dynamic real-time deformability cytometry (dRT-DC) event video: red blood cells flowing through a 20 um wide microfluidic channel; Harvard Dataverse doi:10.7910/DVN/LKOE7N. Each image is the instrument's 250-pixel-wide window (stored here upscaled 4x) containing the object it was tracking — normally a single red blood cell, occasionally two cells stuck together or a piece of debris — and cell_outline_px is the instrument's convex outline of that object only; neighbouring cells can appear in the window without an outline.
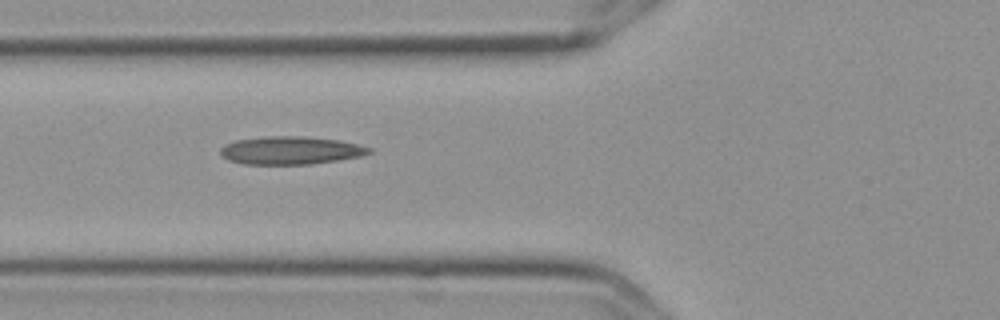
{"species": "Egyptian fruit bat (a non-hibernating species)", "species_latin": "Rousettus aegyptiacus", "temperature_condition": "cold", "stored_images_in_passage": 7, "camera_frame_rate_fps": 3000, "um_per_image_px": 0.085, "frame": {"image": 1, "passage_image": 6, "time_ms": 1.667, "image_size_px": [1000, 320], "cell_outline_px": [[372, 152], [360, 156], [336, 160], [308, 164], [244, 164], [228, 160], [220, 152], [220, 148], [224, 144], [236, 140], [264, 136], [304, 136], [340, 140], [372, 148]], "centroid_in_image_um": [24.68, 12.77], "position_along_channel_um": 101.1, "area_um2": 24.16}}
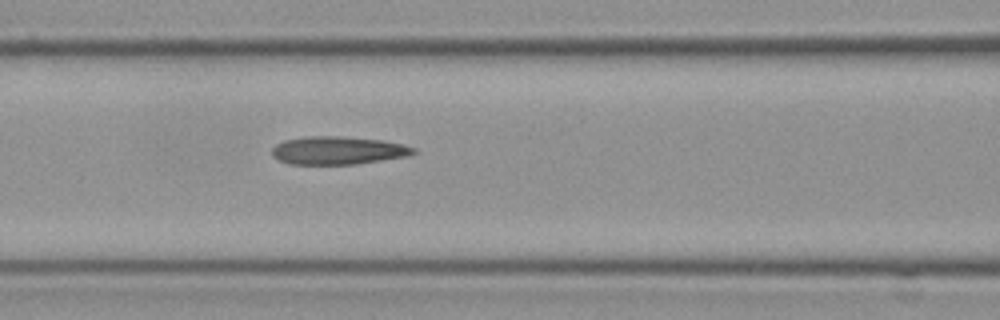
{"frame": {"image": 2, "passage_image": 7, "time_ms": 2.0, "image_size_px": [1000, 320], "cell_outline_px": [[416, 152], [408, 156], [356, 164], [288, 164], [272, 156], [272, 148], [276, 144], [284, 140], [308, 136], [340, 136], [380, 140], [400, 144], [416, 148]], "centroid_in_image_um": [28.7, 12.79], "position_along_channel_um": 137.9, "area_um2": 23.0}}